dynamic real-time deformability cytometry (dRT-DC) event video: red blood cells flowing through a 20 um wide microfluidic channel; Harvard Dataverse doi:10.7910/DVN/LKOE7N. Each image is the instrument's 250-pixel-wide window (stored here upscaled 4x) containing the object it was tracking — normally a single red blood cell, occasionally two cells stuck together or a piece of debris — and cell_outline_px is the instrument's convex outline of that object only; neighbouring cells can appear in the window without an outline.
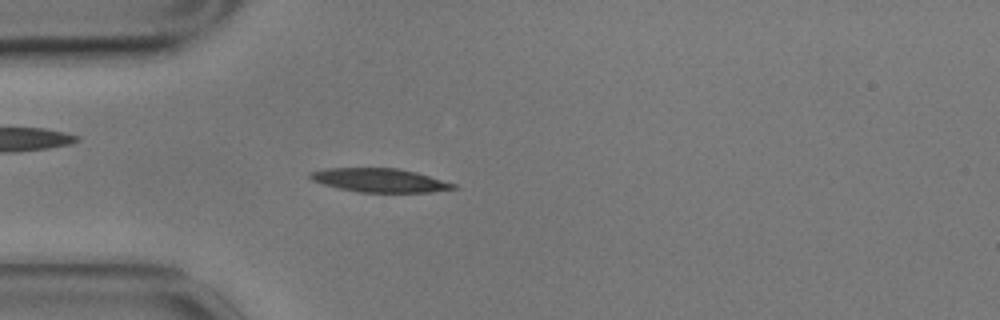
{"species": "common noctule bat (a hibernating species)", "species_latin": "Nyctalus noctula", "temperature_condition": "cold", "stored_images_in_passage": 56, "camera_frame_rate_fps": 3000, "um_per_image_px": 0.085, "animal": {"sex": "male", "body_mass_g": 17.9}, "frame": {"image": 1, "passage_image": 14, "time_ms": 4.333, "image_size_px": [1000, 320], "cell_outline_px": [[456, 188], [428, 192], [356, 192], [324, 184], [312, 180], [308, 176], [308, 172], [328, 168], [396, 168], [416, 172], [456, 184]], "centroid_in_image_um": [32.24, 15.32], "position_along_channel_um": 52.8, "area_um2": 19.59}}
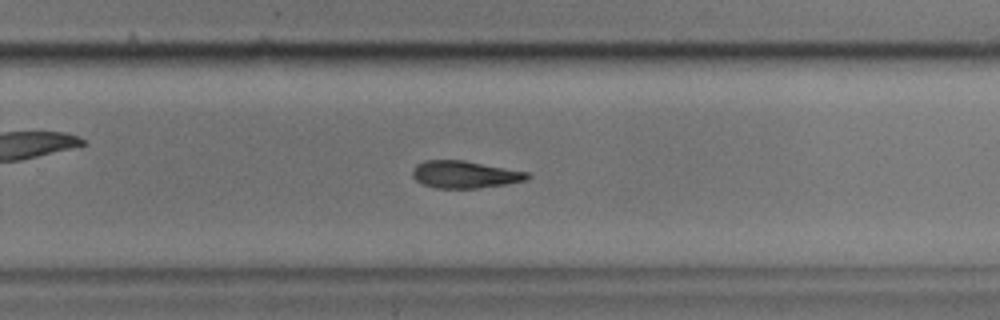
{"frame": {"image": 2, "passage_image": 35, "time_ms": 11.333, "image_size_px": [1000, 320], "cell_outline_px": [[532, 176], [528, 180], [480, 188], [436, 188], [424, 184], [416, 180], [412, 176], [412, 168], [416, 164], [424, 160], [464, 160], [528, 172]], "centroid_in_image_um": [39.5, 14.82], "position_along_channel_um": 290.3, "area_um2": 18.32}}
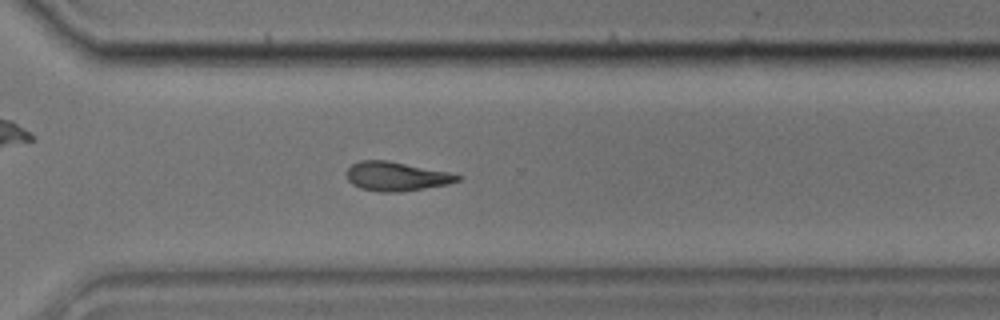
{"frame": {"image": 3, "passage_image": 39, "time_ms": 12.667, "image_size_px": [1000, 320], "cell_outline_px": [[464, 176], [460, 180], [448, 184], [400, 192], [380, 192], [360, 188], [352, 184], [348, 180], [348, 168], [352, 164], [360, 160], [388, 160], [448, 172]], "centroid_in_image_um": [33.7, 14.99], "position_along_channel_um": 336.9, "area_um2": 18.73}}